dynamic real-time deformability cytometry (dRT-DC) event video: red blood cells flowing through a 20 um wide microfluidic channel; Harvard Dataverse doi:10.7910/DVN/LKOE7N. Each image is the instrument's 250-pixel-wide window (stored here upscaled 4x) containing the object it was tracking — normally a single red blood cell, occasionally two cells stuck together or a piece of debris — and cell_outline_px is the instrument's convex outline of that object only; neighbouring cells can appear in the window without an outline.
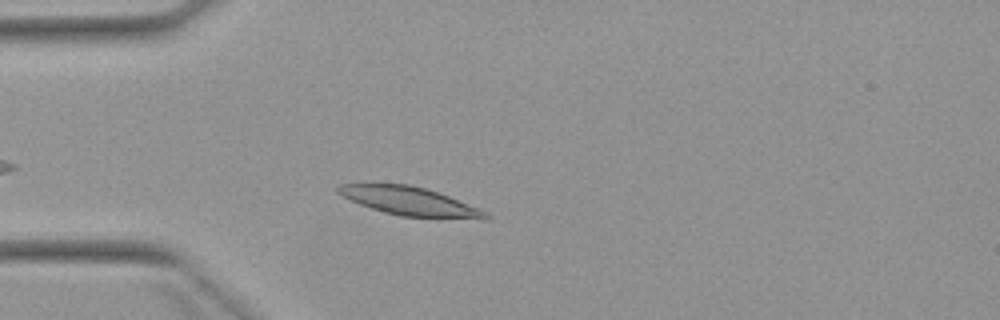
{"species": "Egyptian fruit bat (a non-hibernating species)", "species_latin": "Rousettus aegyptiacus", "temperature_condition": "warm", "stored_images_in_passage": 4, "camera_frame_rate_fps": 3000, "um_per_image_px": 0.085, "animal": {"sex": "female"}, "frame": {"image": 1, "passage_image": 3, "time_ms": 3.333, "image_size_px": [1000, 320], "cell_outline_px": [[492, 216], [488, 220], [484, 220], [400, 216], [384, 212], [360, 204], [336, 192], [336, 188], [340, 184], [408, 184], [424, 188], [448, 196], [476, 208]], "centroid_in_image_um": [34.85, 17.12], "position_along_channel_um": 50.2, "area_um2": 24.16}}